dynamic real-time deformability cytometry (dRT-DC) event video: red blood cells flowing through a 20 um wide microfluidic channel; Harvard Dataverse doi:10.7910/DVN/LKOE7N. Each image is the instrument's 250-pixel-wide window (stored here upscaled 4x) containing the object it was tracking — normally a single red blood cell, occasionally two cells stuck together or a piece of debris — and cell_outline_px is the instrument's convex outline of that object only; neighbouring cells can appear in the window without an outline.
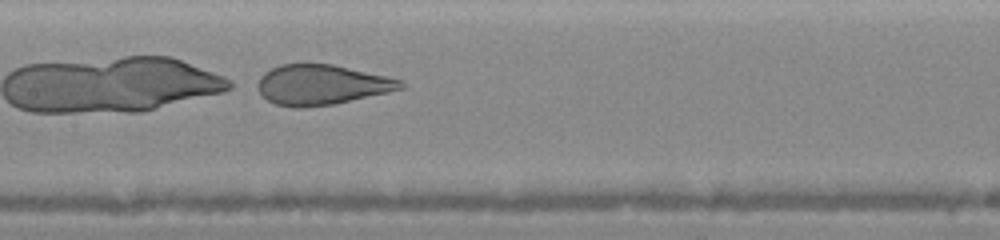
{"species": "human", "species_latin": "Homo sapiens", "temperature_condition": "warm", "stored_images_in_passage": 29, "camera_frame_rate_fps": 3000, "um_per_image_px": 0.085, "donor": {"sex": "female"}, "frame": {"image": 1, "passage_image": 12, "time_ms": 3.0, "image_size_px": [1000, 240], "cell_outline_px": [[404, 88], [388, 92], [336, 104], [304, 108], [296, 108], [276, 104], [260, 96], [260, 76], [264, 72], [280, 64], [332, 64], [384, 76], [400, 80], [404, 84]], "centroid_in_image_um": [27.32, 7.22], "position_along_channel_um": 180.1, "area_um2": 33.12}}
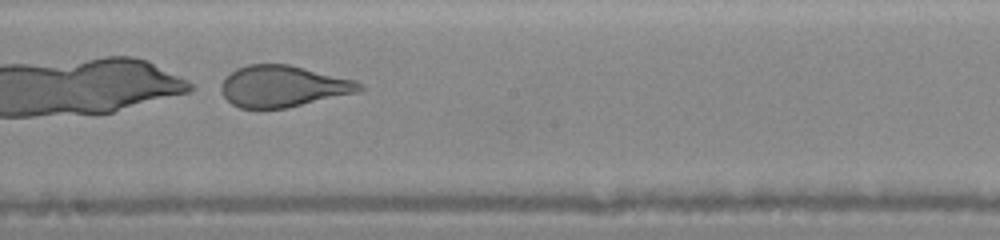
{"frame": {"image": 2, "passage_image": 16, "time_ms": 4.0, "image_size_px": [1000, 240], "cell_outline_px": [[364, 88], [356, 92], [284, 108], [240, 108], [232, 104], [224, 96], [220, 88], [220, 84], [236, 68], [248, 64], [288, 64], [356, 80]], "centroid_in_image_um": [24.02, 7.32], "position_along_channel_um": 224.2, "area_um2": 32.89}}
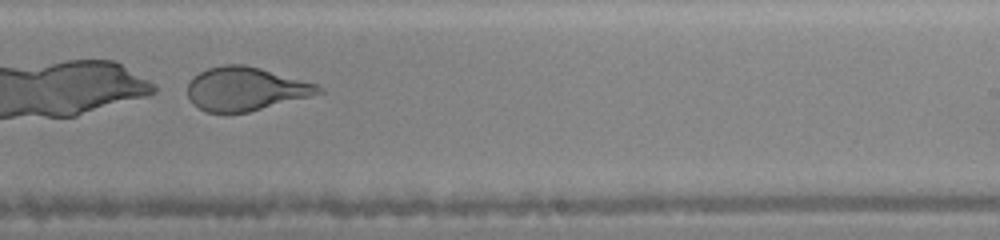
{"frame": {"image": 3, "passage_image": 20, "time_ms": 5.0, "image_size_px": [1000, 240], "cell_outline_px": [[324, 92], [248, 112], [208, 112], [192, 104], [188, 96], [188, 84], [192, 76], [208, 68], [224, 64], [244, 64], [260, 68], [316, 84], [324, 88]], "centroid_in_image_um": [20.84, 7.54], "position_along_channel_um": 268.2, "area_um2": 32.89}}